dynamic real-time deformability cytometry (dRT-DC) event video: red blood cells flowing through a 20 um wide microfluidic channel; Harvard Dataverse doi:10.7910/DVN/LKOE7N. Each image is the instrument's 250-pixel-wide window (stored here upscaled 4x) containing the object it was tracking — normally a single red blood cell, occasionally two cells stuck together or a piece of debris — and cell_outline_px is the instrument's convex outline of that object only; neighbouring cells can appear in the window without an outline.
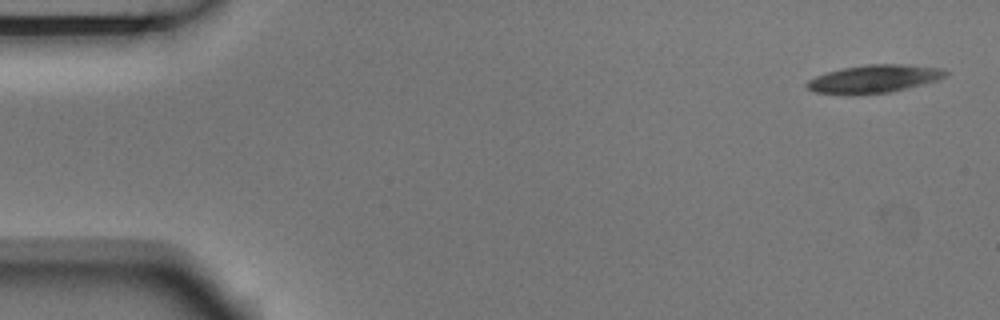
{"species": "Egyptian fruit bat (a non-hibernating species)", "species_latin": "Rousettus aegyptiacus", "temperature_condition": "room temperature", "stored_images_in_passage": 4, "camera_frame_rate_fps": 3000, "um_per_image_px": 0.085, "animal": {"sex": "male"}, "frame": {"image": 1, "passage_image": 1, "time_ms": 0.0, "image_size_px": [1000, 320], "cell_outline_px": [[948, 76], [936, 80], [892, 92], [852, 96], [844, 96], [816, 92], [808, 88], [804, 84], [808, 80], [816, 76], [828, 72], [844, 68], [868, 64], [900, 64], [944, 68], [948, 72]], "centroid_in_image_um": [74.27, 6.73], "position_along_channel_um": 10.7, "area_um2": 22.89}}
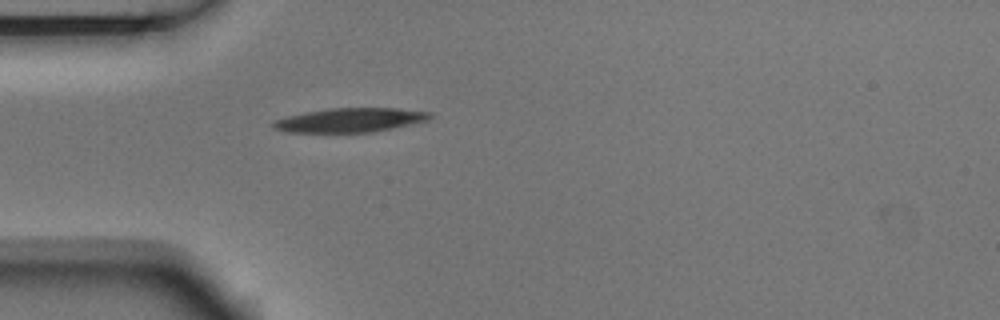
{"frame": {"image": 2, "passage_image": 4, "time_ms": 1.0, "image_size_px": [1000, 320], "cell_outline_px": [[432, 116], [428, 120], [412, 124], [372, 132], [284, 132], [272, 128], [272, 124], [276, 120], [288, 116], [304, 112], [328, 108], [396, 108], [432, 112]], "centroid_in_image_um": [29.76, 10.2], "position_along_channel_um": 55.2, "area_um2": 22.02}}